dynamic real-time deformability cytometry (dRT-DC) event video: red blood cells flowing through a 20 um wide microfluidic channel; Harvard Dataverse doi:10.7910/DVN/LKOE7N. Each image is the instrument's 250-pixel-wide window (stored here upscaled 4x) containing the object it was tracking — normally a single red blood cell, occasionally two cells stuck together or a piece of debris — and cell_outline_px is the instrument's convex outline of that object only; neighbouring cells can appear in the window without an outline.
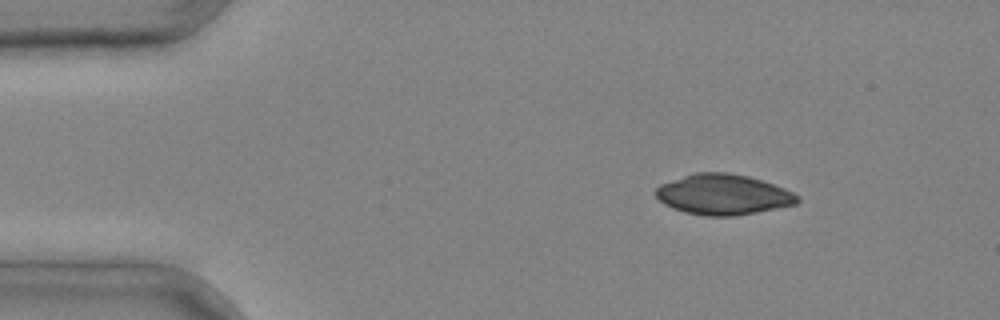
{"species": "common noctule bat (a hibernating species)", "species_latin": "Nyctalus noctula", "temperature_condition": "cold", "stored_images_in_passage": 3, "camera_frame_rate_fps": 3000, "um_per_image_px": 0.085, "animal": {"sex": "male", "body_mass_g": 20.4}, "frame": {"image": 1, "passage_image": 1, "time_ms": 0.0, "image_size_px": [1000, 320], "cell_outline_px": [[800, 200], [796, 204], [736, 216], [704, 216], [684, 212], [672, 208], [664, 204], [656, 196], [656, 188], [660, 184], [696, 172], [728, 172], [748, 176], [784, 188], [800, 196]], "centroid_in_image_um": [61.46, 16.54], "position_along_channel_um": 23.5, "area_um2": 33.29}}